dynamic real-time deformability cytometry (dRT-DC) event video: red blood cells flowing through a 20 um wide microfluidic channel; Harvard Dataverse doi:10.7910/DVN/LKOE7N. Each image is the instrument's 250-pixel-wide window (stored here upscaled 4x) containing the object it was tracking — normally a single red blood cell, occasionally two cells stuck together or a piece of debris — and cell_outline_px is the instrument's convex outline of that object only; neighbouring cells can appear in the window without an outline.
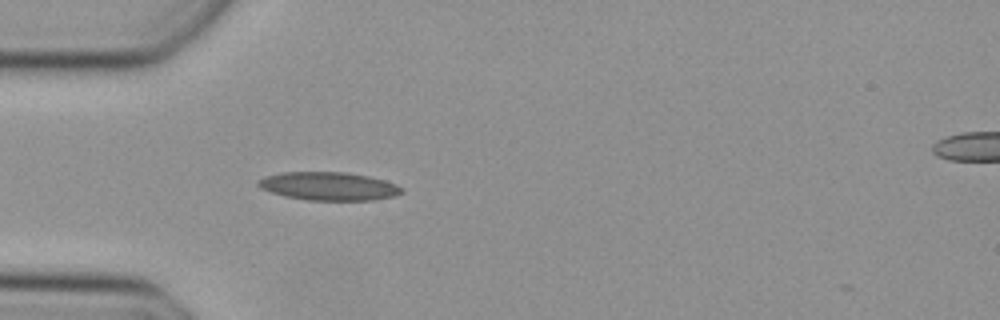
{"species": "Egyptian fruit bat (a non-hibernating species)", "species_latin": "Rousettus aegyptiacus", "temperature_condition": "cold", "stored_images_in_passage": 35, "camera_frame_rate_fps": 3000, "um_per_image_px": 0.085, "animal": {"sex": "female"}, "frame": {"image": 1, "passage_image": 1, "time_ms": 0.0, "image_size_px": [1000, 320], "cell_outline_px": [[404, 192], [392, 196], [372, 200], [308, 200], [288, 196], [272, 192], [260, 188], [256, 184], [264, 176], [284, 172], [348, 172], [368, 176], [384, 180], [396, 184], [404, 188]], "centroid_in_image_um": [27.97, 15.82], "position_along_channel_um": 57.0, "area_um2": 23.47}}
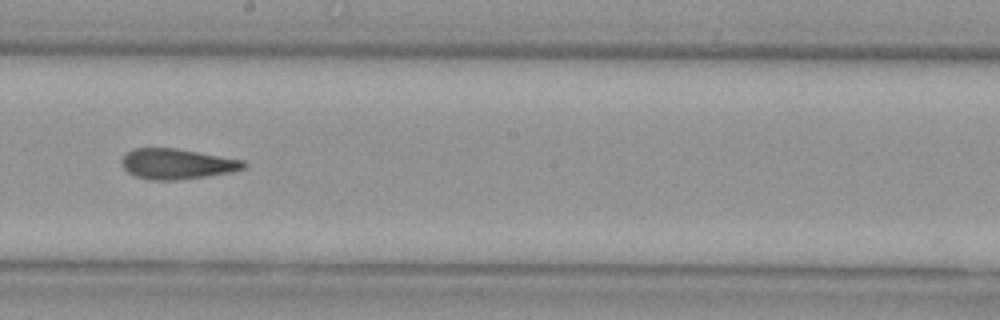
{"frame": {"image": 2, "passage_image": 14, "time_ms": 4.333, "image_size_px": [1000, 320], "cell_outline_px": [[248, 164], [244, 168], [228, 172], [204, 176], [176, 180], [152, 180], [136, 176], [128, 172], [120, 164], [120, 160], [132, 148], [176, 148], [244, 160]], "centroid_in_image_um": [15.01, 13.92], "position_along_channel_um": 233.2, "area_um2": 21.44}}
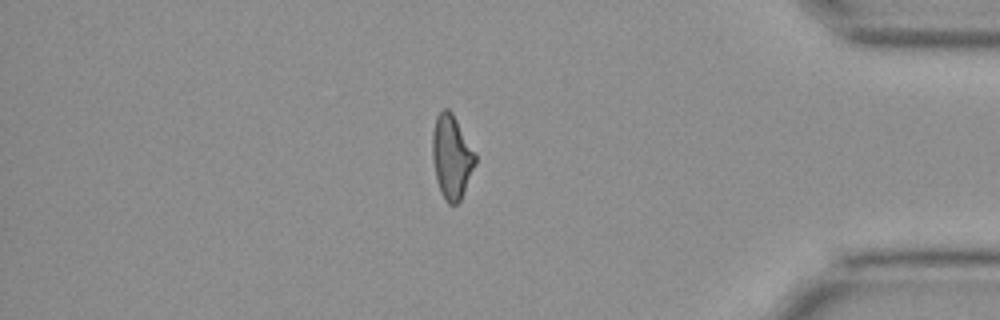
{"frame": {"image": 3, "passage_image": 28, "time_ms": 9.0, "image_size_px": [1000, 320], "cell_outline_px": [[476, 164], [460, 200], [456, 204], [448, 204], [444, 200], [440, 192], [436, 180], [432, 156], [432, 132], [436, 116], [444, 108], [448, 108], [452, 112], [476, 152]], "centroid_in_image_um": [38.39, 13.32], "position_along_channel_um": 396.8, "area_um2": 21.15}}